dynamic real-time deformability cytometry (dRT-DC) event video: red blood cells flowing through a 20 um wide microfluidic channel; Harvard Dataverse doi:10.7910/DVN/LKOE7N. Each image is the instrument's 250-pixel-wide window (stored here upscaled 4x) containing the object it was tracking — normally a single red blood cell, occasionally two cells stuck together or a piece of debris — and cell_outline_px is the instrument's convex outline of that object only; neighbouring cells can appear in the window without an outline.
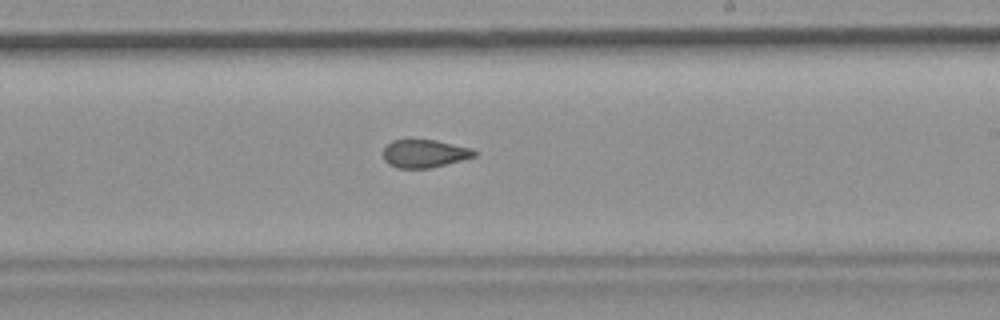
{"species": "common noctule bat (a hibernating species)", "species_latin": "Nyctalus noctula", "temperature_condition": "room temperature", "stored_images_in_passage": 10, "camera_frame_rate_fps": 3000, "um_per_image_px": 0.085, "animal": {"sex": "female", "body_mass_g": 19.9}, "frame": {"image": 1, "passage_image": 10, "time_ms": 3.0, "image_size_px": [1000, 320], "cell_outline_px": [[476, 156], [432, 168], [396, 168], [388, 164], [384, 160], [384, 148], [392, 140], [436, 140], [472, 148], [476, 152]], "centroid_in_image_um": [36.08, 13.06], "position_along_channel_um": 252.9, "area_um2": 14.85}}